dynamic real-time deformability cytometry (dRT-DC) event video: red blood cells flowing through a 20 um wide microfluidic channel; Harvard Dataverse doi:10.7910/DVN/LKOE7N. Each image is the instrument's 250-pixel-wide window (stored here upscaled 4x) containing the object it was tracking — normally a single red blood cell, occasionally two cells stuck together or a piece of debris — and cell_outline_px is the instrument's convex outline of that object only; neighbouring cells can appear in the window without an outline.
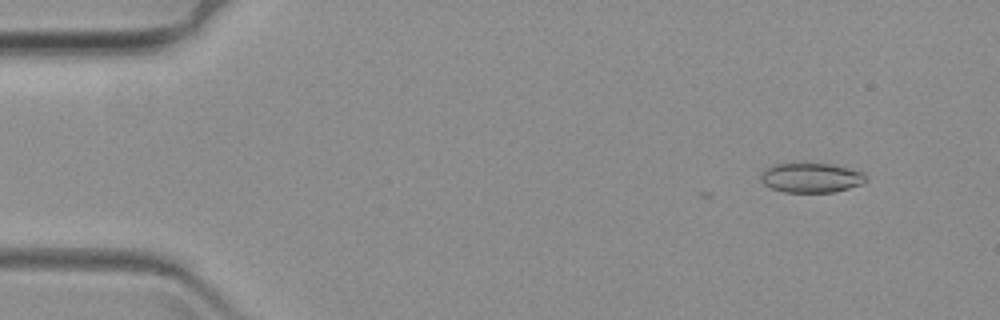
{"species": "common noctule bat (a hibernating species)", "species_latin": "Nyctalus noctula", "temperature_condition": "warm", "stored_images_in_passage": 2, "camera_frame_rate_fps": 3000, "um_per_image_px": 0.085, "animal": {"sex": "female", "body_mass_g": 19.3, "forearm_length_mm": 54.1}, "frame": {"image": 1, "passage_image": 2, "time_ms": 0.333, "image_size_px": [1000, 320], "cell_outline_px": [[868, 180], [864, 184], [832, 192], [784, 192], [772, 188], [764, 184], [760, 180], [760, 172], [764, 168], [772, 164], [792, 160], [804, 160], [836, 164], [864, 172], [868, 176]], "centroid_in_image_um": [68.93, 15.03], "position_along_channel_um": 16.1, "area_um2": 19.54}}